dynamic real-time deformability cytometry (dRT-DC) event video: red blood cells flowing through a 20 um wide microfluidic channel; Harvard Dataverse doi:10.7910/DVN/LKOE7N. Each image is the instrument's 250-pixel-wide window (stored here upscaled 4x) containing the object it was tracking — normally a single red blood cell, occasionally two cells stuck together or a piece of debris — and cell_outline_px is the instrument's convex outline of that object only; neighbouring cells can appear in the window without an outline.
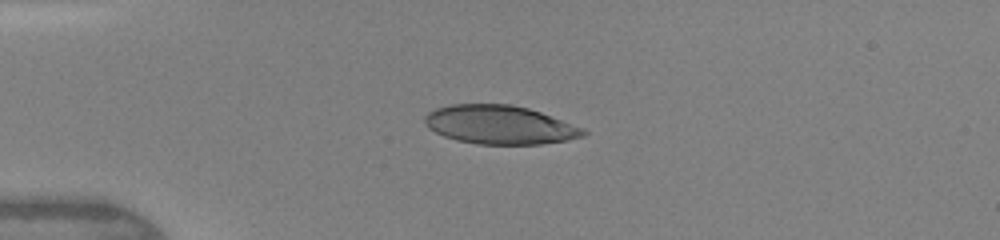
{"species": "human", "species_latin": "Homo sapiens", "temperature_condition": "warm", "stored_images_in_passage": 5, "camera_frame_rate_fps": 3000, "um_per_image_px": 0.085, "donor": {"sex": "female"}, "frame": {"image": 1, "passage_image": 4, "time_ms": 2.333, "image_size_px": [1000, 240], "cell_outline_px": [[588, 132], [584, 136], [568, 140], [540, 144], [476, 144], [456, 140], [444, 136], [428, 128], [424, 124], [424, 116], [428, 112], [436, 108], [448, 104], [512, 104], [528, 108], [540, 112], [584, 128]], "centroid_in_image_um": [42.46, 10.6], "position_along_channel_um": 42.5, "area_um2": 35.89}}